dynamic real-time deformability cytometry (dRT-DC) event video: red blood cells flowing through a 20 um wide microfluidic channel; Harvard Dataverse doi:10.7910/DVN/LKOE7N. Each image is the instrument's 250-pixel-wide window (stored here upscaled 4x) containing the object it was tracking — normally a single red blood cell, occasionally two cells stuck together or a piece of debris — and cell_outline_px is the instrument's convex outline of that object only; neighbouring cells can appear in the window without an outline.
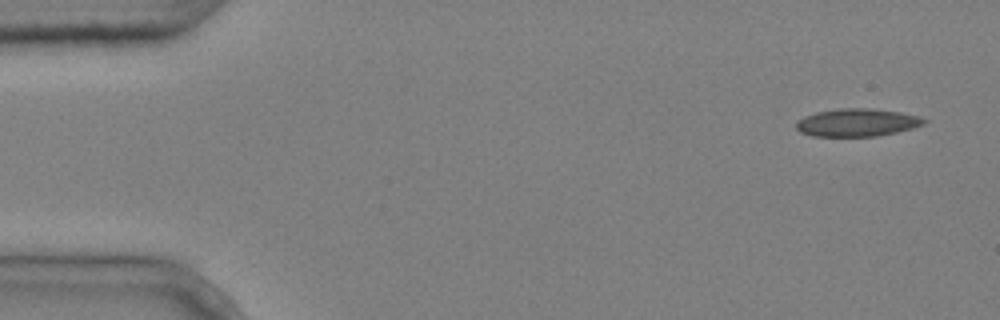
{"species": "common noctule bat (a hibernating species)", "species_latin": "Nyctalus noctula", "temperature_condition": "cold", "stored_images_in_passage": 4, "camera_frame_rate_fps": 3000, "um_per_image_px": 0.085, "animal": {"sex": "male", "body_mass_g": 20.4}, "frame": {"image": 1, "passage_image": 1, "time_ms": 0.0, "image_size_px": [1000, 320], "cell_outline_px": [[928, 120], [924, 124], [912, 128], [896, 132], [876, 136], [812, 136], [800, 132], [796, 128], [796, 120], [804, 116], [816, 112], [840, 108], [872, 108], [900, 112], [920, 116]], "centroid_in_image_um": [72.84, 10.41], "position_along_channel_um": 12.2, "area_um2": 20.81}}
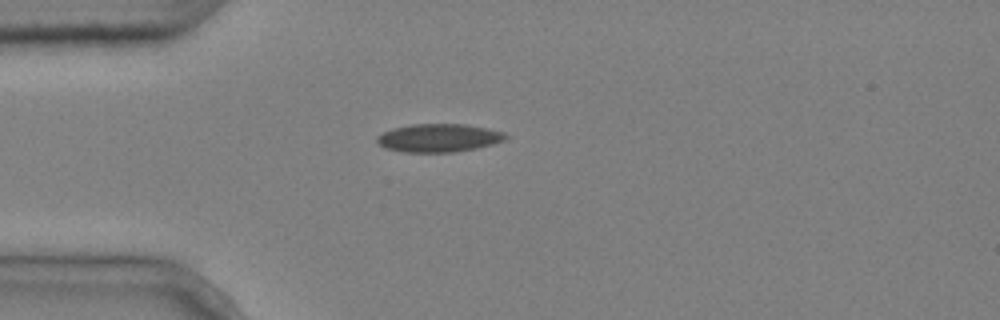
{"frame": {"image": 2, "passage_image": 4, "time_ms": 1.0, "image_size_px": [1000, 320], "cell_outline_px": [[512, 136], [504, 140], [492, 144], [476, 148], [452, 152], [404, 152], [384, 148], [376, 140], [376, 136], [392, 128], [412, 124], [464, 124], [488, 128], [504, 132]], "centroid_in_image_um": [37.31, 11.72], "position_along_channel_um": 47.7, "area_um2": 21.21}}